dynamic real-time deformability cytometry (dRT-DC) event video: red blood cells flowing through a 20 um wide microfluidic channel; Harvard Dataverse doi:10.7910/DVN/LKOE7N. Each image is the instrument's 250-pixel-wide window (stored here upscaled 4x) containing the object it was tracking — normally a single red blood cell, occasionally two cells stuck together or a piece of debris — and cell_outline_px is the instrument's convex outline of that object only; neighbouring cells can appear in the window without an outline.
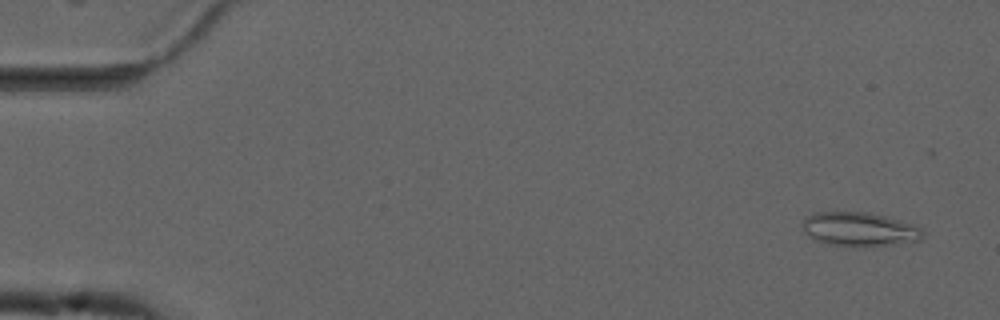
{"species": "common noctule bat (a hibernating species)", "species_latin": "Nyctalus noctula", "temperature_condition": "cold", "stored_images_in_passage": 54, "camera_frame_rate_fps": 3000, "um_per_image_px": 0.085, "animal": {"sex": "male", "forearm_length_mm": 52.5}, "frame": {"image": 1, "passage_image": 3, "time_ms": 0.667, "image_size_px": [1000, 320], "cell_outline_px": [[924, 236], [920, 240], [864, 248], [856, 248], [828, 244], [812, 240], [804, 232], [800, 224], [804, 216], [812, 212], [868, 212], [884, 216], [912, 224], [920, 228], [924, 232]], "centroid_in_image_um": [72.96, 19.5], "position_along_channel_um": 12.0, "area_um2": 24.45}}
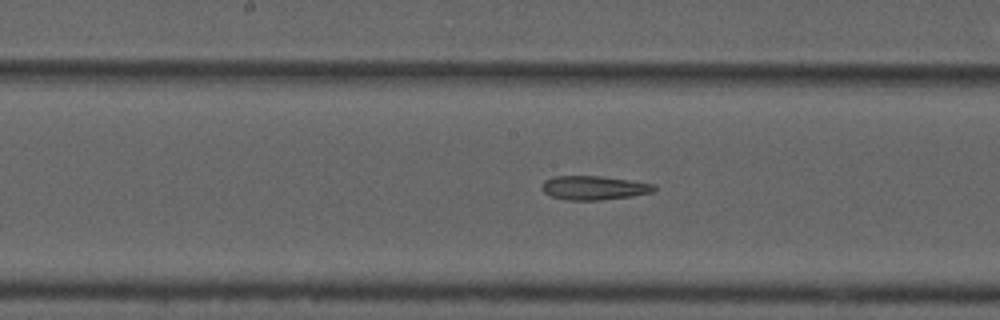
{"frame": {"image": 2, "passage_image": 28, "time_ms": 9.0, "image_size_px": [1000, 320], "cell_outline_px": [[656, 188], [652, 192], [632, 196], [600, 200], [568, 200], [552, 196], [544, 192], [540, 188], [544, 180], [552, 176], [600, 176], [656, 184]], "centroid_in_image_um": [50.46, 15.96], "position_along_channel_um": 197.7, "area_um2": 15.66}}
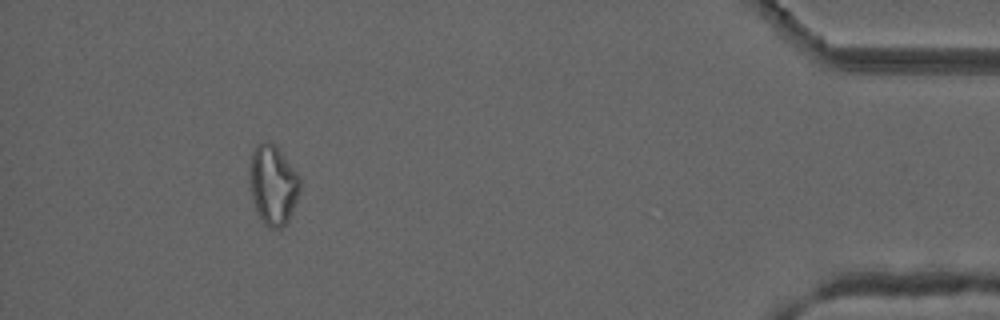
{"frame": {"image": 3, "passage_image": 50, "time_ms": 16.333, "image_size_px": [1000, 320], "cell_outline_px": [[300, 188], [296, 200], [288, 220], [280, 228], [268, 228], [260, 220], [256, 212], [252, 196], [248, 172], [248, 168], [252, 152], [256, 144], [264, 140], [276, 144], [300, 176]], "centroid_in_image_um": [23.18, 15.67], "position_along_channel_um": 412.0, "area_um2": 23.7}, "authors_computed_cell_mechanics": {"area_um2": 19.4497, "velocity_mm_per_s": 3.7488, "shape_relaxation_time_tau1_ms": null, "shape_relaxation_time_tau2_ms": 5.3204, "deformation_change_tau1": null, "deformation_change_tau2": 0.152}}